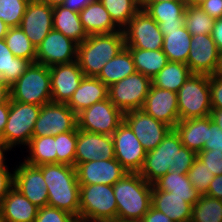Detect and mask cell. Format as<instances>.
<instances>
[{
    "label": "cell",
    "mask_w": 222,
    "mask_h": 222,
    "mask_svg": "<svg viewBox=\"0 0 222 222\" xmlns=\"http://www.w3.org/2000/svg\"><path fill=\"white\" fill-rule=\"evenodd\" d=\"M117 221V203L113 186L80 185L79 222Z\"/></svg>",
    "instance_id": "cell-5"
},
{
    "label": "cell",
    "mask_w": 222,
    "mask_h": 222,
    "mask_svg": "<svg viewBox=\"0 0 222 222\" xmlns=\"http://www.w3.org/2000/svg\"><path fill=\"white\" fill-rule=\"evenodd\" d=\"M49 67L31 63L25 73L10 86L11 100L43 106L52 102Z\"/></svg>",
    "instance_id": "cell-6"
},
{
    "label": "cell",
    "mask_w": 222,
    "mask_h": 222,
    "mask_svg": "<svg viewBox=\"0 0 222 222\" xmlns=\"http://www.w3.org/2000/svg\"><path fill=\"white\" fill-rule=\"evenodd\" d=\"M210 117L212 121H214L217 126L222 129V109L212 108L210 112Z\"/></svg>",
    "instance_id": "cell-56"
},
{
    "label": "cell",
    "mask_w": 222,
    "mask_h": 222,
    "mask_svg": "<svg viewBox=\"0 0 222 222\" xmlns=\"http://www.w3.org/2000/svg\"><path fill=\"white\" fill-rule=\"evenodd\" d=\"M138 222H173V221L165 214H163L162 212L156 210L151 206L149 211Z\"/></svg>",
    "instance_id": "cell-50"
},
{
    "label": "cell",
    "mask_w": 222,
    "mask_h": 222,
    "mask_svg": "<svg viewBox=\"0 0 222 222\" xmlns=\"http://www.w3.org/2000/svg\"><path fill=\"white\" fill-rule=\"evenodd\" d=\"M53 29L80 44L88 35L82 27L80 15L62 5L53 7Z\"/></svg>",
    "instance_id": "cell-30"
},
{
    "label": "cell",
    "mask_w": 222,
    "mask_h": 222,
    "mask_svg": "<svg viewBox=\"0 0 222 222\" xmlns=\"http://www.w3.org/2000/svg\"><path fill=\"white\" fill-rule=\"evenodd\" d=\"M115 158L112 135L91 133L77 128L74 167L80 163Z\"/></svg>",
    "instance_id": "cell-16"
},
{
    "label": "cell",
    "mask_w": 222,
    "mask_h": 222,
    "mask_svg": "<svg viewBox=\"0 0 222 222\" xmlns=\"http://www.w3.org/2000/svg\"><path fill=\"white\" fill-rule=\"evenodd\" d=\"M12 171L14 173V187L18 189L32 204L38 208L48 205V191L42 171L24 161Z\"/></svg>",
    "instance_id": "cell-18"
},
{
    "label": "cell",
    "mask_w": 222,
    "mask_h": 222,
    "mask_svg": "<svg viewBox=\"0 0 222 222\" xmlns=\"http://www.w3.org/2000/svg\"><path fill=\"white\" fill-rule=\"evenodd\" d=\"M199 7L214 19L222 18V0H205Z\"/></svg>",
    "instance_id": "cell-49"
},
{
    "label": "cell",
    "mask_w": 222,
    "mask_h": 222,
    "mask_svg": "<svg viewBox=\"0 0 222 222\" xmlns=\"http://www.w3.org/2000/svg\"><path fill=\"white\" fill-rule=\"evenodd\" d=\"M211 35L216 43L218 51L222 52V18L215 19Z\"/></svg>",
    "instance_id": "cell-53"
},
{
    "label": "cell",
    "mask_w": 222,
    "mask_h": 222,
    "mask_svg": "<svg viewBox=\"0 0 222 222\" xmlns=\"http://www.w3.org/2000/svg\"><path fill=\"white\" fill-rule=\"evenodd\" d=\"M14 185V173L9 172L7 165L0 169V204Z\"/></svg>",
    "instance_id": "cell-48"
},
{
    "label": "cell",
    "mask_w": 222,
    "mask_h": 222,
    "mask_svg": "<svg viewBox=\"0 0 222 222\" xmlns=\"http://www.w3.org/2000/svg\"><path fill=\"white\" fill-rule=\"evenodd\" d=\"M209 116L180 120L173 128L179 135L183 146L199 153L208 141Z\"/></svg>",
    "instance_id": "cell-28"
},
{
    "label": "cell",
    "mask_w": 222,
    "mask_h": 222,
    "mask_svg": "<svg viewBox=\"0 0 222 222\" xmlns=\"http://www.w3.org/2000/svg\"><path fill=\"white\" fill-rule=\"evenodd\" d=\"M9 28L10 27L5 22L0 20V39H3L6 36Z\"/></svg>",
    "instance_id": "cell-59"
},
{
    "label": "cell",
    "mask_w": 222,
    "mask_h": 222,
    "mask_svg": "<svg viewBox=\"0 0 222 222\" xmlns=\"http://www.w3.org/2000/svg\"><path fill=\"white\" fill-rule=\"evenodd\" d=\"M206 195L222 200V174L214 177Z\"/></svg>",
    "instance_id": "cell-51"
},
{
    "label": "cell",
    "mask_w": 222,
    "mask_h": 222,
    "mask_svg": "<svg viewBox=\"0 0 222 222\" xmlns=\"http://www.w3.org/2000/svg\"><path fill=\"white\" fill-rule=\"evenodd\" d=\"M190 222H222V200L200 195L193 205Z\"/></svg>",
    "instance_id": "cell-38"
},
{
    "label": "cell",
    "mask_w": 222,
    "mask_h": 222,
    "mask_svg": "<svg viewBox=\"0 0 222 222\" xmlns=\"http://www.w3.org/2000/svg\"><path fill=\"white\" fill-rule=\"evenodd\" d=\"M77 127V115L66 103L50 102L41 106L32 137L57 136Z\"/></svg>",
    "instance_id": "cell-12"
},
{
    "label": "cell",
    "mask_w": 222,
    "mask_h": 222,
    "mask_svg": "<svg viewBox=\"0 0 222 222\" xmlns=\"http://www.w3.org/2000/svg\"><path fill=\"white\" fill-rule=\"evenodd\" d=\"M152 186L138 172H128L113 185L117 222H138L149 211Z\"/></svg>",
    "instance_id": "cell-2"
},
{
    "label": "cell",
    "mask_w": 222,
    "mask_h": 222,
    "mask_svg": "<svg viewBox=\"0 0 222 222\" xmlns=\"http://www.w3.org/2000/svg\"><path fill=\"white\" fill-rule=\"evenodd\" d=\"M123 121L131 128L146 152L155 149L173 129L142 109L124 113Z\"/></svg>",
    "instance_id": "cell-14"
},
{
    "label": "cell",
    "mask_w": 222,
    "mask_h": 222,
    "mask_svg": "<svg viewBox=\"0 0 222 222\" xmlns=\"http://www.w3.org/2000/svg\"><path fill=\"white\" fill-rule=\"evenodd\" d=\"M151 85L150 77L136 71L108 87V98L123 113L140 110Z\"/></svg>",
    "instance_id": "cell-9"
},
{
    "label": "cell",
    "mask_w": 222,
    "mask_h": 222,
    "mask_svg": "<svg viewBox=\"0 0 222 222\" xmlns=\"http://www.w3.org/2000/svg\"><path fill=\"white\" fill-rule=\"evenodd\" d=\"M82 27L86 34H106L120 31L121 29L113 22L108 11L100 0L88 4L79 12Z\"/></svg>",
    "instance_id": "cell-27"
},
{
    "label": "cell",
    "mask_w": 222,
    "mask_h": 222,
    "mask_svg": "<svg viewBox=\"0 0 222 222\" xmlns=\"http://www.w3.org/2000/svg\"><path fill=\"white\" fill-rule=\"evenodd\" d=\"M75 169L80 185L103 184L113 186L128 173L115 158L80 163Z\"/></svg>",
    "instance_id": "cell-20"
},
{
    "label": "cell",
    "mask_w": 222,
    "mask_h": 222,
    "mask_svg": "<svg viewBox=\"0 0 222 222\" xmlns=\"http://www.w3.org/2000/svg\"><path fill=\"white\" fill-rule=\"evenodd\" d=\"M52 102L67 103L85 77L78 61L49 67Z\"/></svg>",
    "instance_id": "cell-19"
},
{
    "label": "cell",
    "mask_w": 222,
    "mask_h": 222,
    "mask_svg": "<svg viewBox=\"0 0 222 222\" xmlns=\"http://www.w3.org/2000/svg\"><path fill=\"white\" fill-rule=\"evenodd\" d=\"M27 146L29 155L25 163L32 166L57 163L56 136L32 137Z\"/></svg>",
    "instance_id": "cell-34"
},
{
    "label": "cell",
    "mask_w": 222,
    "mask_h": 222,
    "mask_svg": "<svg viewBox=\"0 0 222 222\" xmlns=\"http://www.w3.org/2000/svg\"><path fill=\"white\" fill-rule=\"evenodd\" d=\"M34 222H79L71 213L56 207H40Z\"/></svg>",
    "instance_id": "cell-44"
},
{
    "label": "cell",
    "mask_w": 222,
    "mask_h": 222,
    "mask_svg": "<svg viewBox=\"0 0 222 222\" xmlns=\"http://www.w3.org/2000/svg\"><path fill=\"white\" fill-rule=\"evenodd\" d=\"M191 35L185 25L177 30L166 31L163 39V52L168 61L181 62L187 64Z\"/></svg>",
    "instance_id": "cell-32"
},
{
    "label": "cell",
    "mask_w": 222,
    "mask_h": 222,
    "mask_svg": "<svg viewBox=\"0 0 222 222\" xmlns=\"http://www.w3.org/2000/svg\"><path fill=\"white\" fill-rule=\"evenodd\" d=\"M215 19L205 13L199 6H186L184 25L191 36L212 34Z\"/></svg>",
    "instance_id": "cell-40"
},
{
    "label": "cell",
    "mask_w": 222,
    "mask_h": 222,
    "mask_svg": "<svg viewBox=\"0 0 222 222\" xmlns=\"http://www.w3.org/2000/svg\"><path fill=\"white\" fill-rule=\"evenodd\" d=\"M185 8L186 3L179 1L141 3V9L158 23L163 35H166V31L177 30L184 25Z\"/></svg>",
    "instance_id": "cell-23"
},
{
    "label": "cell",
    "mask_w": 222,
    "mask_h": 222,
    "mask_svg": "<svg viewBox=\"0 0 222 222\" xmlns=\"http://www.w3.org/2000/svg\"><path fill=\"white\" fill-rule=\"evenodd\" d=\"M191 74L187 64L169 61L160 72L151 78V82L153 86L177 93Z\"/></svg>",
    "instance_id": "cell-33"
},
{
    "label": "cell",
    "mask_w": 222,
    "mask_h": 222,
    "mask_svg": "<svg viewBox=\"0 0 222 222\" xmlns=\"http://www.w3.org/2000/svg\"><path fill=\"white\" fill-rule=\"evenodd\" d=\"M163 1H179V2H185V0H141V3H159Z\"/></svg>",
    "instance_id": "cell-62"
},
{
    "label": "cell",
    "mask_w": 222,
    "mask_h": 222,
    "mask_svg": "<svg viewBox=\"0 0 222 222\" xmlns=\"http://www.w3.org/2000/svg\"><path fill=\"white\" fill-rule=\"evenodd\" d=\"M39 1L46 3L51 7L60 6L65 2V0H39Z\"/></svg>",
    "instance_id": "cell-60"
},
{
    "label": "cell",
    "mask_w": 222,
    "mask_h": 222,
    "mask_svg": "<svg viewBox=\"0 0 222 222\" xmlns=\"http://www.w3.org/2000/svg\"><path fill=\"white\" fill-rule=\"evenodd\" d=\"M32 62L15 57L8 48L4 38L0 39V79L13 85L20 78Z\"/></svg>",
    "instance_id": "cell-35"
},
{
    "label": "cell",
    "mask_w": 222,
    "mask_h": 222,
    "mask_svg": "<svg viewBox=\"0 0 222 222\" xmlns=\"http://www.w3.org/2000/svg\"><path fill=\"white\" fill-rule=\"evenodd\" d=\"M39 208L14 186L0 204L3 222H34Z\"/></svg>",
    "instance_id": "cell-24"
},
{
    "label": "cell",
    "mask_w": 222,
    "mask_h": 222,
    "mask_svg": "<svg viewBox=\"0 0 222 222\" xmlns=\"http://www.w3.org/2000/svg\"><path fill=\"white\" fill-rule=\"evenodd\" d=\"M108 98V87L97 77H84L66 103L77 115L94 103Z\"/></svg>",
    "instance_id": "cell-26"
},
{
    "label": "cell",
    "mask_w": 222,
    "mask_h": 222,
    "mask_svg": "<svg viewBox=\"0 0 222 222\" xmlns=\"http://www.w3.org/2000/svg\"><path fill=\"white\" fill-rule=\"evenodd\" d=\"M19 27L37 47L53 29V7L39 0H30Z\"/></svg>",
    "instance_id": "cell-17"
},
{
    "label": "cell",
    "mask_w": 222,
    "mask_h": 222,
    "mask_svg": "<svg viewBox=\"0 0 222 222\" xmlns=\"http://www.w3.org/2000/svg\"><path fill=\"white\" fill-rule=\"evenodd\" d=\"M132 54L137 72L154 77L169 62L163 50H144L138 48H128Z\"/></svg>",
    "instance_id": "cell-36"
},
{
    "label": "cell",
    "mask_w": 222,
    "mask_h": 222,
    "mask_svg": "<svg viewBox=\"0 0 222 222\" xmlns=\"http://www.w3.org/2000/svg\"><path fill=\"white\" fill-rule=\"evenodd\" d=\"M113 22L123 29L141 10V0H100Z\"/></svg>",
    "instance_id": "cell-37"
},
{
    "label": "cell",
    "mask_w": 222,
    "mask_h": 222,
    "mask_svg": "<svg viewBox=\"0 0 222 222\" xmlns=\"http://www.w3.org/2000/svg\"><path fill=\"white\" fill-rule=\"evenodd\" d=\"M10 151L7 147H5L1 142H0V169L7 164L5 161L7 158L5 157V152Z\"/></svg>",
    "instance_id": "cell-57"
},
{
    "label": "cell",
    "mask_w": 222,
    "mask_h": 222,
    "mask_svg": "<svg viewBox=\"0 0 222 222\" xmlns=\"http://www.w3.org/2000/svg\"><path fill=\"white\" fill-rule=\"evenodd\" d=\"M41 106L10 99L9 114L0 142L10 151L16 146H27L32 138L33 128Z\"/></svg>",
    "instance_id": "cell-8"
},
{
    "label": "cell",
    "mask_w": 222,
    "mask_h": 222,
    "mask_svg": "<svg viewBox=\"0 0 222 222\" xmlns=\"http://www.w3.org/2000/svg\"><path fill=\"white\" fill-rule=\"evenodd\" d=\"M196 158L197 153L183 146L179 135L172 129L155 149L146 152L138 173L153 184L169 171L187 174Z\"/></svg>",
    "instance_id": "cell-1"
},
{
    "label": "cell",
    "mask_w": 222,
    "mask_h": 222,
    "mask_svg": "<svg viewBox=\"0 0 222 222\" xmlns=\"http://www.w3.org/2000/svg\"><path fill=\"white\" fill-rule=\"evenodd\" d=\"M77 142V127L73 131L56 136L57 163L74 166Z\"/></svg>",
    "instance_id": "cell-41"
},
{
    "label": "cell",
    "mask_w": 222,
    "mask_h": 222,
    "mask_svg": "<svg viewBox=\"0 0 222 222\" xmlns=\"http://www.w3.org/2000/svg\"><path fill=\"white\" fill-rule=\"evenodd\" d=\"M125 47L123 30L89 35L78 44L77 61L86 77H97L103 66Z\"/></svg>",
    "instance_id": "cell-4"
},
{
    "label": "cell",
    "mask_w": 222,
    "mask_h": 222,
    "mask_svg": "<svg viewBox=\"0 0 222 222\" xmlns=\"http://www.w3.org/2000/svg\"><path fill=\"white\" fill-rule=\"evenodd\" d=\"M127 48L161 50L164 35L158 23L143 9L133 16L122 29Z\"/></svg>",
    "instance_id": "cell-11"
},
{
    "label": "cell",
    "mask_w": 222,
    "mask_h": 222,
    "mask_svg": "<svg viewBox=\"0 0 222 222\" xmlns=\"http://www.w3.org/2000/svg\"><path fill=\"white\" fill-rule=\"evenodd\" d=\"M213 75L222 78V52L218 54V62Z\"/></svg>",
    "instance_id": "cell-58"
},
{
    "label": "cell",
    "mask_w": 222,
    "mask_h": 222,
    "mask_svg": "<svg viewBox=\"0 0 222 222\" xmlns=\"http://www.w3.org/2000/svg\"><path fill=\"white\" fill-rule=\"evenodd\" d=\"M153 186L161 191L173 193L178 197L189 198L192 206L198 201L200 194L191 184L187 174H178L169 171L153 183Z\"/></svg>",
    "instance_id": "cell-31"
},
{
    "label": "cell",
    "mask_w": 222,
    "mask_h": 222,
    "mask_svg": "<svg viewBox=\"0 0 222 222\" xmlns=\"http://www.w3.org/2000/svg\"><path fill=\"white\" fill-rule=\"evenodd\" d=\"M180 120L210 116L209 75L192 73L177 92Z\"/></svg>",
    "instance_id": "cell-7"
},
{
    "label": "cell",
    "mask_w": 222,
    "mask_h": 222,
    "mask_svg": "<svg viewBox=\"0 0 222 222\" xmlns=\"http://www.w3.org/2000/svg\"><path fill=\"white\" fill-rule=\"evenodd\" d=\"M30 0H0V20L9 27H18Z\"/></svg>",
    "instance_id": "cell-42"
},
{
    "label": "cell",
    "mask_w": 222,
    "mask_h": 222,
    "mask_svg": "<svg viewBox=\"0 0 222 222\" xmlns=\"http://www.w3.org/2000/svg\"><path fill=\"white\" fill-rule=\"evenodd\" d=\"M9 114V103L0 104V135L3 133Z\"/></svg>",
    "instance_id": "cell-55"
},
{
    "label": "cell",
    "mask_w": 222,
    "mask_h": 222,
    "mask_svg": "<svg viewBox=\"0 0 222 222\" xmlns=\"http://www.w3.org/2000/svg\"><path fill=\"white\" fill-rule=\"evenodd\" d=\"M151 206L169 217L173 222H190L193 206L189 198L161 191L152 186Z\"/></svg>",
    "instance_id": "cell-25"
},
{
    "label": "cell",
    "mask_w": 222,
    "mask_h": 222,
    "mask_svg": "<svg viewBox=\"0 0 222 222\" xmlns=\"http://www.w3.org/2000/svg\"><path fill=\"white\" fill-rule=\"evenodd\" d=\"M142 110L174 128L180 121L177 93L151 85Z\"/></svg>",
    "instance_id": "cell-21"
},
{
    "label": "cell",
    "mask_w": 222,
    "mask_h": 222,
    "mask_svg": "<svg viewBox=\"0 0 222 222\" xmlns=\"http://www.w3.org/2000/svg\"><path fill=\"white\" fill-rule=\"evenodd\" d=\"M197 158L205 164L213 175L222 174V153L214 152V150H202L197 153Z\"/></svg>",
    "instance_id": "cell-45"
},
{
    "label": "cell",
    "mask_w": 222,
    "mask_h": 222,
    "mask_svg": "<svg viewBox=\"0 0 222 222\" xmlns=\"http://www.w3.org/2000/svg\"><path fill=\"white\" fill-rule=\"evenodd\" d=\"M203 150H214L222 153V129L212 121L209 116L208 141L205 142Z\"/></svg>",
    "instance_id": "cell-46"
},
{
    "label": "cell",
    "mask_w": 222,
    "mask_h": 222,
    "mask_svg": "<svg viewBox=\"0 0 222 222\" xmlns=\"http://www.w3.org/2000/svg\"><path fill=\"white\" fill-rule=\"evenodd\" d=\"M78 43L52 29L36 47V62L47 67L77 60Z\"/></svg>",
    "instance_id": "cell-13"
},
{
    "label": "cell",
    "mask_w": 222,
    "mask_h": 222,
    "mask_svg": "<svg viewBox=\"0 0 222 222\" xmlns=\"http://www.w3.org/2000/svg\"><path fill=\"white\" fill-rule=\"evenodd\" d=\"M136 72L134 60L130 50L125 46L115 57L102 68L97 78L107 87L119 82Z\"/></svg>",
    "instance_id": "cell-29"
},
{
    "label": "cell",
    "mask_w": 222,
    "mask_h": 222,
    "mask_svg": "<svg viewBox=\"0 0 222 222\" xmlns=\"http://www.w3.org/2000/svg\"><path fill=\"white\" fill-rule=\"evenodd\" d=\"M46 182L48 206L65 210L79 221L80 184L74 166L66 164H45L37 166Z\"/></svg>",
    "instance_id": "cell-3"
},
{
    "label": "cell",
    "mask_w": 222,
    "mask_h": 222,
    "mask_svg": "<svg viewBox=\"0 0 222 222\" xmlns=\"http://www.w3.org/2000/svg\"><path fill=\"white\" fill-rule=\"evenodd\" d=\"M10 86L0 79V104L10 103Z\"/></svg>",
    "instance_id": "cell-54"
},
{
    "label": "cell",
    "mask_w": 222,
    "mask_h": 222,
    "mask_svg": "<svg viewBox=\"0 0 222 222\" xmlns=\"http://www.w3.org/2000/svg\"><path fill=\"white\" fill-rule=\"evenodd\" d=\"M205 0H185L186 6H199Z\"/></svg>",
    "instance_id": "cell-61"
},
{
    "label": "cell",
    "mask_w": 222,
    "mask_h": 222,
    "mask_svg": "<svg viewBox=\"0 0 222 222\" xmlns=\"http://www.w3.org/2000/svg\"><path fill=\"white\" fill-rule=\"evenodd\" d=\"M187 175L191 184L200 195H205L207 193L210 183L215 177L198 158L194 161Z\"/></svg>",
    "instance_id": "cell-43"
},
{
    "label": "cell",
    "mask_w": 222,
    "mask_h": 222,
    "mask_svg": "<svg viewBox=\"0 0 222 222\" xmlns=\"http://www.w3.org/2000/svg\"><path fill=\"white\" fill-rule=\"evenodd\" d=\"M211 107L222 109V78L209 75Z\"/></svg>",
    "instance_id": "cell-47"
},
{
    "label": "cell",
    "mask_w": 222,
    "mask_h": 222,
    "mask_svg": "<svg viewBox=\"0 0 222 222\" xmlns=\"http://www.w3.org/2000/svg\"><path fill=\"white\" fill-rule=\"evenodd\" d=\"M4 40L15 57L36 62V47L19 26L10 27Z\"/></svg>",
    "instance_id": "cell-39"
},
{
    "label": "cell",
    "mask_w": 222,
    "mask_h": 222,
    "mask_svg": "<svg viewBox=\"0 0 222 222\" xmlns=\"http://www.w3.org/2000/svg\"><path fill=\"white\" fill-rule=\"evenodd\" d=\"M219 51L211 34L191 36L187 65L192 73L213 75Z\"/></svg>",
    "instance_id": "cell-22"
},
{
    "label": "cell",
    "mask_w": 222,
    "mask_h": 222,
    "mask_svg": "<svg viewBox=\"0 0 222 222\" xmlns=\"http://www.w3.org/2000/svg\"><path fill=\"white\" fill-rule=\"evenodd\" d=\"M115 159L128 172H139L146 151L131 128L123 121L112 134Z\"/></svg>",
    "instance_id": "cell-15"
},
{
    "label": "cell",
    "mask_w": 222,
    "mask_h": 222,
    "mask_svg": "<svg viewBox=\"0 0 222 222\" xmlns=\"http://www.w3.org/2000/svg\"><path fill=\"white\" fill-rule=\"evenodd\" d=\"M96 1L97 0H65L62 6L79 13L88 4L94 3Z\"/></svg>",
    "instance_id": "cell-52"
},
{
    "label": "cell",
    "mask_w": 222,
    "mask_h": 222,
    "mask_svg": "<svg viewBox=\"0 0 222 222\" xmlns=\"http://www.w3.org/2000/svg\"><path fill=\"white\" fill-rule=\"evenodd\" d=\"M123 114L107 98L78 113L77 128L91 133L112 135L123 122Z\"/></svg>",
    "instance_id": "cell-10"
}]
</instances>
